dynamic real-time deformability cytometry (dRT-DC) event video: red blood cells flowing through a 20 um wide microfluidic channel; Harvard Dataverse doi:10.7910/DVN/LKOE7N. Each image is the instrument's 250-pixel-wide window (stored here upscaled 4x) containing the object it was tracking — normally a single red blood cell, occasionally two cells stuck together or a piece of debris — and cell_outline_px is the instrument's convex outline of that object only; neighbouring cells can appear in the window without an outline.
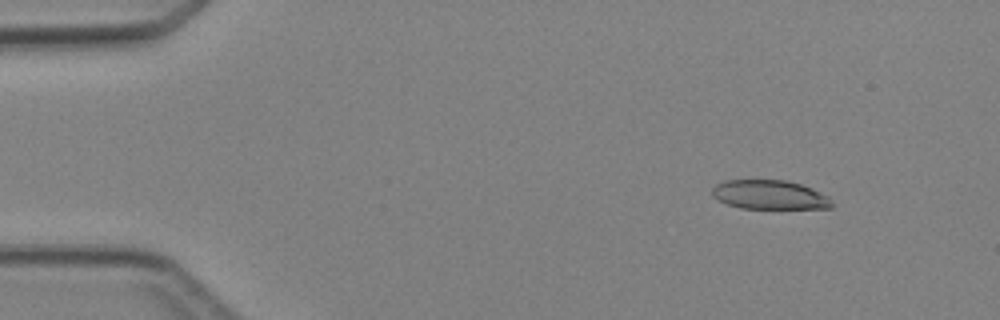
{"species": "Egyptian fruit bat (a non-hibernating species)", "species_latin": "Rousettus aegyptiacus", "temperature_condition": "cold", "stored_images_in_passage": 5, "camera_frame_rate_fps": 3000, "um_per_image_px": 0.085, "animal": {"sex": "female"}, "frame": {"image": 1, "passage_image": 2, "time_ms": 1.333, "image_size_px": [1000, 320], "cell_outline_px": [[832, 208], [740, 208], [716, 200], [712, 196], [712, 188], [716, 184], [724, 180], [788, 180], [812, 188], [828, 196], [832, 200]], "centroid_in_image_um": [65.4, 16.55], "position_along_channel_um": 19.6, "area_um2": 20.4}}
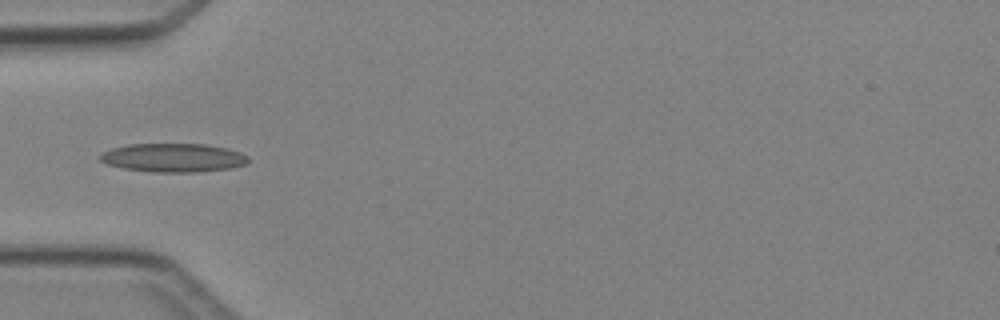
{"frame": {"image": 2, "passage_image": 5, "time_ms": 4.667, "image_size_px": [1000, 320], "cell_outline_px": [[248, 164], [232, 168], [196, 172], [152, 172], [124, 168], [108, 164], [100, 160], [100, 156], [104, 152], [112, 148], [128, 144], [208, 144], [228, 148], [240, 152], [248, 156]], "centroid_in_image_um": [14.79, 13.4], "position_along_channel_um": 70.2, "area_um2": 24.8}}